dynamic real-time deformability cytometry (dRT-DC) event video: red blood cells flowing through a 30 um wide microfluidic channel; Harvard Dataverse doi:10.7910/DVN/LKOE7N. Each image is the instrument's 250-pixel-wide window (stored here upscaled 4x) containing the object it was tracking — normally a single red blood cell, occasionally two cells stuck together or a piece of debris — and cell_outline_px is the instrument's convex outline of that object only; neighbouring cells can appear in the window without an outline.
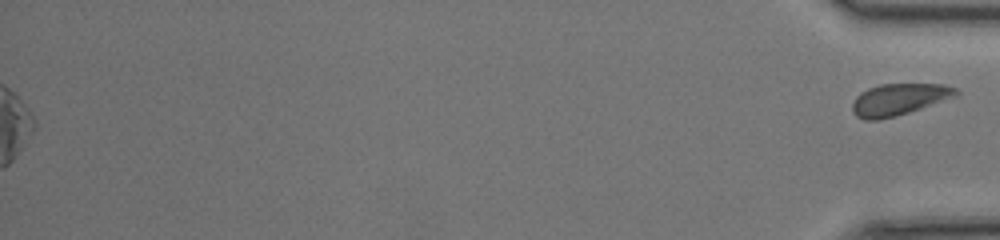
{"species": "common noctule bat (a hibernating species)", "species_latin": "Nyctalus noctula", "temperature_condition": "room temperature", "stored_images_in_passage": 49, "segment_of_instrument_passage": [2, 2], "camera_frame_rate_fps": 3000, "um_per_image_px": 0.085, "animal": {"sex": "female", "body_mass_g": 17.0, "forearm_length_mm": 48.0}, "frame": {"image": 1, "passage_image": 49, "time_ms": 16.0, "image_size_px": [1000, 240], "cell_outline_px": [[960, 92], [956, 96], [908, 112], [880, 120], [864, 120], [856, 116], [852, 112], [852, 104], [856, 96], [860, 92], [868, 88], [880, 84], [944, 84], [956, 88]], "centroid_in_image_um": [76.37, 8.44], "position_along_channel_um": 358.8, "area_um2": 19.07}}